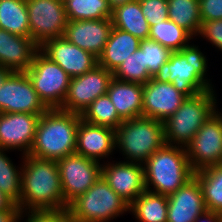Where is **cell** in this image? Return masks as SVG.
Masks as SVG:
<instances>
[{"label": "cell", "instance_id": "cell-1", "mask_svg": "<svg viewBox=\"0 0 222 222\" xmlns=\"http://www.w3.org/2000/svg\"><path fill=\"white\" fill-rule=\"evenodd\" d=\"M21 212L29 210H63L65 203L57 160L21 154Z\"/></svg>", "mask_w": 222, "mask_h": 222}, {"label": "cell", "instance_id": "cell-2", "mask_svg": "<svg viewBox=\"0 0 222 222\" xmlns=\"http://www.w3.org/2000/svg\"><path fill=\"white\" fill-rule=\"evenodd\" d=\"M81 115L60 108L41 115L29 155L50 160L76 152L77 128Z\"/></svg>", "mask_w": 222, "mask_h": 222}, {"label": "cell", "instance_id": "cell-3", "mask_svg": "<svg viewBox=\"0 0 222 222\" xmlns=\"http://www.w3.org/2000/svg\"><path fill=\"white\" fill-rule=\"evenodd\" d=\"M146 190L169 196L194 177L186 149L165 144L143 164ZM153 187V188H152Z\"/></svg>", "mask_w": 222, "mask_h": 222}, {"label": "cell", "instance_id": "cell-4", "mask_svg": "<svg viewBox=\"0 0 222 222\" xmlns=\"http://www.w3.org/2000/svg\"><path fill=\"white\" fill-rule=\"evenodd\" d=\"M115 142L123 161L144 164L166 144L164 122L146 116L123 121L115 130Z\"/></svg>", "mask_w": 222, "mask_h": 222}, {"label": "cell", "instance_id": "cell-5", "mask_svg": "<svg viewBox=\"0 0 222 222\" xmlns=\"http://www.w3.org/2000/svg\"><path fill=\"white\" fill-rule=\"evenodd\" d=\"M217 100L215 88L186 97L176 112L164 121L166 144L185 148L218 109Z\"/></svg>", "mask_w": 222, "mask_h": 222}, {"label": "cell", "instance_id": "cell-6", "mask_svg": "<svg viewBox=\"0 0 222 222\" xmlns=\"http://www.w3.org/2000/svg\"><path fill=\"white\" fill-rule=\"evenodd\" d=\"M208 60L199 46L190 43L180 51L173 52L164 65L161 78L187 97L200 92L214 89V85L207 78Z\"/></svg>", "mask_w": 222, "mask_h": 222}, {"label": "cell", "instance_id": "cell-7", "mask_svg": "<svg viewBox=\"0 0 222 222\" xmlns=\"http://www.w3.org/2000/svg\"><path fill=\"white\" fill-rule=\"evenodd\" d=\"M129 206L101 176L68 205V211L71 222H109L129 212Z\"/></svg>", "mask_w": 222, "mask_h": 222}, {"label": "cell", "instance_id": "cell-8", "mask_svg": "<svg viewBox=\"0 0 222 222\" xmlns=\"http://www.w3.org/2000/svg\"><path fill=\"white\" fill-rule=\"evenodd\" d=\"M26 73L40 99L49 109L63 106L71 77L57 63L38 50Z\"/></svg>", "mask_w": 222, "mask_h": 222}, {"label": "cell", "instance_id": "cell-9", "mask_svg": "<svg viewBox=\"0 0 222 222\" xmlns=\"http://www.w3.org/2000/svg\"><path fill=\"white\" fill-rule=\"evenodd\" d=\"M30 38L40 47L64 35L68 17L63 0H26Z\"/></svg>", "mask_w": 222, "mask_h": 222}, {"label": "cell", "instance_id": "cell-10", "mask_svg": "<svg viewBox=\"0 0 222 222\" xmlns=\"http://www.w3.org/2000/svg\"><path fill=\"white\" fill-rule=\"evenodd\" d=\"M62 193L69 205L101 177L102 162L73 153L57 160Z\"/></svg>", "mask_w": 222, "mask_h": 222}, {"label": "cell", "instance_id": "cell-11", "mask_svg": "<svg viewBox=\"0 0 222 222\" xmlns=\"http://www.w3.org/2000/svg\"><path fill=\"white\" fill-rule=\"evenodd\" d=\"M185 149L194 171L222 163V113L219 108L201 126Z\"/></svg>", "mask_w": 222, "mask_h": 222}, {"label": "cell", "instance_id": "cell-12", "mask_svg": "<svg viewBox=\"0 0 222 222\" xmlns=\"http://www.w3.org/2000/svg\"><path fill=\"white\" fill-rule=\"evenodd\" d=\"M112 78L113 73L100 65L83 75L71 78L60 109L81 115L95 99L107 93Z\"/></svg>", "mask_w": 222, "mask_h": 222}, {"label": "cell", "instance_id": "cell-13", "mask_svg": "<svg viewBox=\"0 0 222 222\" xmlns=\"http://www.w3.org/2000/svg\"><path fill=\"white\" fill-rule=\"evenodd\" d=\"M48 109L26 72H13L0 88V113L42 115Z\"/></svg>", "mask_w": 222, "mask_h": 222}, {"label": "cell", "instance_id": "cell-14", "mask_svg": "<svg viewBox=\"0 0 222 222\" xmlns=\"http://www.w3.org/2000/svg\"><path fill=\"white\" fill-rule=\"evenodd\" d=\"M102 163L101 176L109 187L131 204L145 190L144 166L140 163L108 161ZM116 162V163H114Z\"/></svg>", "mask_w": 222, "mask_h": 222}, {"label": "cell", "instance_id": "cell-15", "mask_svg": "<svg viewBox=\"0 0 222 222\" xmlns=\"http://www.w3.org/2000/svg\"><path fill=\"white\" fill-rule=\"evenodd\" d=\"M39 50L71 78L83 75L98 65L97 57L74 45L64 36L44 42Z\"/></svg>", "mask_w": 222, "mask_h": 222}, {"label": "cell", "instance_id": "cell-16", "mask_svg": "<svg viewBox=\"0 0 222 222\" xmlns=\"http://www.w3.org/2000/svg\"><path fill=\"white\" fill-rule=\"evenodd\" d=\"M41 115L29 113H0V148L30 152Z\"/></svg>", "mask_w": 222, "mask_h": 222}, {"label": "cell", "instance_id": "cell-17", "mask_svg": "<svg viewBox=\"0 0 222 222\" xmlns=\"http://www.w3.org/2000/svg\"><path fill=\"white\" fill-rule=\"evenodd\" d=\"M187 96L161 77H152L143 85L142 116L165 121L182 105Z\"/></svg>", "mask_w": 222, "mask_h": 222}, {"label": "cell", "instance_id": "cell-18", "mask_svg": "<svg viewBox=\"0 0 222 222\" xmlns=\"http://www.w3.org/2000/svg\"><path fill=\"white\" fill-rule=\"evenodd\" d=\"M111 18L101 20H69L64 37L85 51L99 57L112 29Z\"/></svg>", "mask_w": 222, "mask_h": 222}, {"label": "cell", "instance_id": "cell-19", "mask_svg": "<svg viewBox=\"0 0 222 222\" xmlns=\"http://www.w3.org/2000/svg\"><path fill=\"white\" fill-rule=\"evenodd\" d=\"M167 198V222H195L206 211L202 187L195 176Z\"/></svg>", "mask_w": 222, "mask_h": 222}, {"label": "cell", "instance_id": "cell-20", "mask_svg": "<svg viewBox=\"0 0 222 222\" xmlns=\"http://www.w3.org/2000/svg\"><path fill=\"white\" fill-rule=\"evenodd\" d=\"M116 150L113 129L90 124L80 118L77 128L76 154L101 162Z\"/></svg>", "mask_w": 222, "mask_h": 222}, {"label": "cell", "instance_id": "cell-21", "mask_svg": "<svg viewBox=\"0 0 222 222\" xmlns=\"http://www.w3.org/2000/svg\"><path fill=\"white\" fill-rule=\"evenodd\" d=\"M39 46L30 38L0 28V65L13 72H26Z\"/></svg>", "mask_w": 222, "mask_h": 222}, {"label": "cell", "instance_id": "cell-22", "mask_svg": "<svg viewBox=\"0 0 222 222\" xmlns=\"http://www.w3.org/2000/svg\"><path fill=\"white\" fill-rule=\"evenodd\" d=\"M106 94L123 121L142 116L143 84L124 82L113 77Z\"/></svg>", "mask_w": 222, "mask_h": 222}, {"label": "cell", "instance_id": "cell-23", "mask_svg": "<svg viewBox=\"0 0 222 222\" xmlns=\"http://www.w3.org/2000/svg\"><path fill=\"white\" fill-rule=\"evenodd\" d=\"M141 40L132 34L112 27L98 65L114 73L121 63L140 48Z\"/></svg>", "mask_w": 222, "mask_h": 222}, {"label": "cell", "instance_id": "cell-24", "mask_svg": "<svg viewBox=\"0 0 222 222\" xmlns=\"http://www.w3.org/2000/svg\"><path fill=\"white\" fill-rule=\"evenodd\" d=\"M112 25L132 34L140 40H147L150 25L142 13L139 0H134L112 10Z\"/></svg>", "mask_w": 222, "mask_h": 222}, {"label": "cell", "instance_id": "cell-25", "mask_svg": "<svg viewBox=\"0 0 222 222\" xmlns=\"http://www.w3.org/2000/svg\"><path fill=\"white\" fill-rule=\"evenodd\" d=\"M168 198L145 190L129 206L138 222H167Z\"/></svg>", "mask_w": 222, "mask_h": 222}, {"label": "cell", "instance_id": "cell-26", "mask_svg": "<svg viewBox=\"0 0 222 222\" xmlns=\"http://www.w3.org/2000/svg\"><path fill=\"white\" fill-rule=\"evenodd\" d=\"M203 191L206 210L222 214V163L194 172Z\"/></svg>", "mask_w": 222, "mask_h": 222}, {"label": "cell", "instance_id": "cell-27", "mask_svg": "<svg viewBox=\"0 0 222 222\" xmlns=\"http://www.w3.org/2000/svg\"><path fill=\"white\" fill-rule=\"evenodd\" d=\"M0 28L14 35L30 37L26 0H0Z\"/></svg>", "mask_w": 222, "mask_h": 222}, {"label": "cell", "instance_id": "cell-28", "mask_svg": "<svg viewBox=\"0 0 222 222\" xmlns=\"http://www.w3.org/2000/svg\"><path fill=\"white\" fill-rule=\"evenodd\" d=\"M167 3L168 19L197 38L202 26L199 0H167Z\"/></svg>", "mask_w": 222, "mask_h": 222}, {"label": "cell", "instance_id": "cell-29", "mask_svg": "<svg viewBox=\"0 0 222 222\" xmlns=\"http://www.w3.org/2000/svg\"><path fill=\"white\" fill-rule=\"evenodd\" d=\"M149 40L158 42L172 52L180 51L195 39L188 31L178 26L170 19L150 26Z\"/></svg>", "mask_w": 222, "mask_h": 222}, {"label": "cell", "instance_id": "cell-30", "mask_svg": "<svg viewBox=\"0 0 222 222\" xmlns=\"http://www.w3.org/2000/svg\"><path fill=\"white\" fill-rule=\"evenodd\" d=\"M81 119L114 131L123 122L107 94L95 99L81 114Z\"/></svg>", "mask_w": 222, "mask_h": 222}, {"label": "cell", "instance_id": "cell-31", "mask_svg": "<svg viewBox=\"0 0 222 222\" xmlns=\"http://www.w3.org/2000/svg\"><path fill=\"white\" fill-rule=\"evenodd\" d=\"M68 20H101L112 17L108 0H63Z\"/></svg>", "mask_w": 222, "mask_h": 222}, {"label": "cell", "instance_id": "cell-32", "mask_svg": "<svg viewBox=\"0 0 222 222\" xmlns=\"http://www.w3.org/2000/svg\"><path fill=\"white\" fill-rule=\"evenodd\" d=\"M12 150L0 148V191L15 204L20 201L22 166H16L7 156Z\"/></svg>", "mask_w": 222, "mask_h": 222}, {"label": "cell", "instance_id": "cell-33", "mask_svg": "<svg viewBox=\"0 0 222 222\" xmlns=\"http://www.w3.org/2000/svg\"><path fill=\"white\" fill-rule=\"evenodd\" d=\"M113 77L124 82L146 84L152 77L145 64L144 52L139 48L128 56L113 73Z\"/></svg>", "mask_w": 222, "mask_h": 222}, {"label": "cell", "instance_id": "cell-34", "mask_svg": "<svg viewBox=\"0 0 222 222\" xmlns=\"http://www.w3.org/2000/svg\"><path fill=\"white\" fill-rule=\"evenodd\" d=\"M140 49L144 52L145 64L151 77H160L164 65L173 53L158 42L152 40H141Z\"/></svg>", "mask_w": 222, "mask_h": 222}, {"label": "cell", "instance_id": "cell-35", "mask_svg": "<svg viewBox=\"0 0 222 222\" xmlns=\"http://www.w3.org/2000/svg\"><path fill=\"white\" fill-rule=\"evenodd\" d=\"M21 220H26L25 222H71L68 209L24 211L20 214L19 222Z\"/></svg>", "mask_w": 222, "mask_h": 222}, {"label": "cell", "instance_id": "cell-36", "mask_svg": "<svg viewBox=\"0 0 222 222\" xmlns=\"http://www.w3.org/2000/svg\"><path fill=\"white\" fill-rule=\"evenodd\" d=\"M139 2L142 13L150 26L168 19L167 0H139Z\"/></svg>", "mask_w": 222, "mask_h": 222}, {"label": "cell", "instance_id": "cell-37", "mask_svg": "<svg viewBox=\"0 0 222 222\" xmlns=\"http://www.w3.org/2000/svg\"><path fill=\"white\" fill-rule=\"evenodd\" d=\"M202 37L222 52V19L202 22L198 38Z\"/></svg>", "mask_w": 222, "mask_h": 222}, {"label": "cell", "instance_id": "cell-38", "mask_svg": "<svg viewBox=\"0 0 222 222\" xmlns=\"http://www.w3.org/2000/svg\"><path fill=\"white\" fill-rule=\"evenodd\" d=\"M201 22L222 19V0H199Z\"/></svg>", "mask_w": 222, "mask_h": 222}, {"label": "cell", "instance_id": "cell-39", "mask_svg": "<svg viewBox=\"0 0 222 222\" xmlns=\"http://www.w3.org/2000/svg\"><path fill=\"white\" fill-rule=\"evenodd\" d=\"M21 211L17 204L6 210H0V222H19Z\"/></svg>", "mask_w": 222, "mask_h": 222}, {"label": "cell", "instance_id": "cell-40", "mask_svg": "<svg viewBox=\"0 0 222 222\" xmlns=\"http://www.w3.org/2000/svg\"><path fill=\"white\" fill-rule=\"evenodd\" d=\"M195 222H222V214L206 210Z\"/></svg>", "mask_w": 222, "mask_h": 222}, {"label": "cell", "instance_id": "cell-41", "mask_svg": "<svg viewBox=\"0 0 222 222\" xmlns=\"http://www.w3.org/2000/svg\"><path fill=\"white\" fill-rule=\"evenodd\" d=\"M13 204L14 202L0 191V210H6Z\"/></svg>", "mask_w": 222, "mask_h": 222}, {"label": "cell", "instance_id": "cell-42", "mask_svg": "<svg viewBox=\"0 0 222 222\" xmlns=\"http://www.w3.org/2000/svg\"><path fill=\"white\" fill-rule=\"evenodd\" d=\"M13 73L9 68L0 65V88L5 80Z\"/></svg>", "mask_w": 222, "mask_h": 222}, {"label": "cell", "instance_id": "cell-43", "mask_svg": "<svg viewBox=\"0 0 222 222\" xmlns=\"http://www.w3.org/2000/svg\"><path fill=\"white\" fill-rule=\"evenodd\" d=\"M134 0H108V4L112 10H114L116 7L124 5L125 3L131 2Z\"/></svg>", "mask_w": 222, "mask_h": 222}]
</instances>
